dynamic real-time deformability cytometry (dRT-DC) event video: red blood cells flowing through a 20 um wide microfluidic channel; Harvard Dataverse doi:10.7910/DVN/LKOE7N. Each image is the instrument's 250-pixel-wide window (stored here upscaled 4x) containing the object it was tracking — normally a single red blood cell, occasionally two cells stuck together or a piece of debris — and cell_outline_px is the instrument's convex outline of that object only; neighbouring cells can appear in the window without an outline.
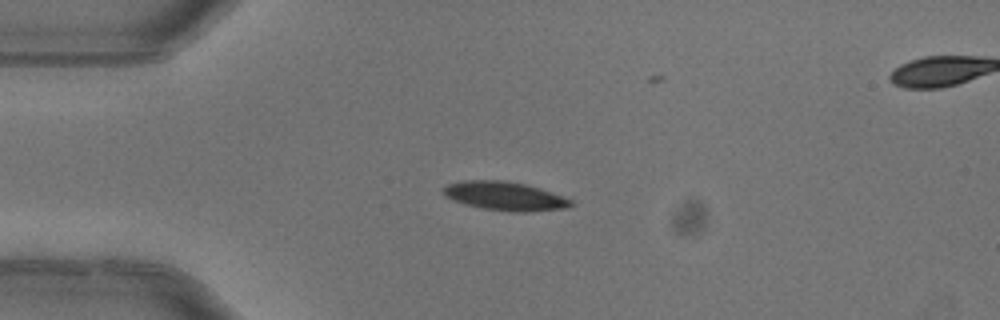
{"species": "common noctule bat (a hibernating species)", "species_latin": "Nyctalus noctula", "temperature_condition": "warm", "stored_images_in_passage": 4, "camera_frame_rate_fps": 3000, "um_per_image_px": 0.085, "animal": {"sex": "female"}, "frame": {"image": 1, "passage_image": 2, "time_ms": 0.333, "image_size_px": [1000, 320], "cell_outline_px": [[572, 204], [564, 208], [524, 212], [512, 212], [484, 208], [464, 204], [444, 196], [440, 192], [448, 184], [464, 180], [504, 180], [524, 184], [540, 188], [572, 200]], "centroid_in_image_um": [42.86, 16.66], "position_along_channel_um": 42.1, "area_um2": 21.15}}